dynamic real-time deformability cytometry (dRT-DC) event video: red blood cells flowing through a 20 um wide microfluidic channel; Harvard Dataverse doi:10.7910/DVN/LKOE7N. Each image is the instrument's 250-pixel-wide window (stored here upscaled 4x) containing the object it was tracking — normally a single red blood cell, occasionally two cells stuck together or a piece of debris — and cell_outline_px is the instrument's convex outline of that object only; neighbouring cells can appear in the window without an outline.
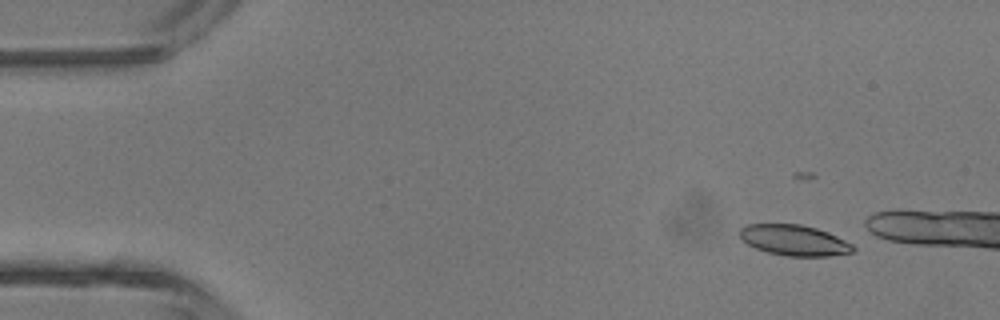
{"species": "common noctule bat (a hibernating species)", "species_latin": "Nyctalus noctula", "temperature_condition": "room temperature", "stored_images_in_passage": 3, "camera_frame_rate_fps": 3000, "um_per_image_px": 0.085, "animal": {"sex": "male", "body_mass_g": 13.3}, "frame": {"image": 1, "passage_image": 1, "time_ms": 0.0, "image_size_px": [1000, 320], "cell_outline_px": [[856, 252], [828, 256], [788, 256], [768, 252], [756, 248], [748, 244], [740, 236], [740, 228], [748, 224], [800, 224], [816, 228], [828, 232], [852, 244], [856, 248]], "centroid_in_image_um": [67.54, 20.42], "position_along_channel_um": 17.5, "area_um2": 20.17}}